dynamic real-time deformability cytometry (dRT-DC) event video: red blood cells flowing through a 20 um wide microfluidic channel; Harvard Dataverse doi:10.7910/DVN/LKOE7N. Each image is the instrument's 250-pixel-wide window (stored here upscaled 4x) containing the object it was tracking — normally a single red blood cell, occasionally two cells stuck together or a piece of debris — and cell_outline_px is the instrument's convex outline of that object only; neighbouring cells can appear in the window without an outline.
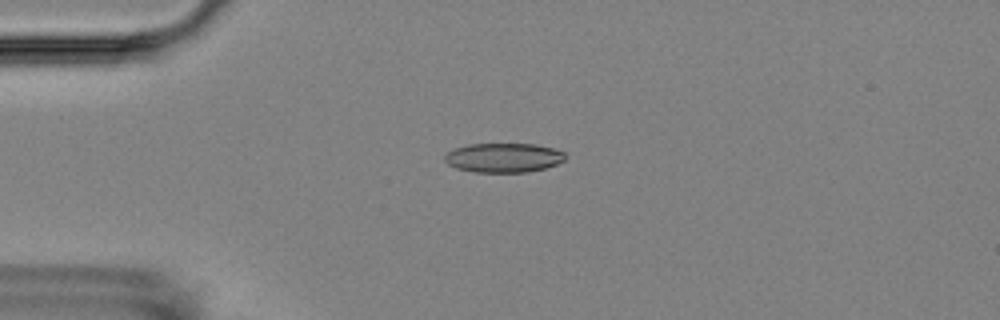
{"species": "Egyptian fruit bat (a non-hibernating species)", "species_latin": "Rousettus aegyptiacus", "temperature_condition": "room temperature", "stored_images_in_passage": 5, "camera_frame_rate_fps": 3000, "um_per_image_px": 0.085, "animal": {"sex": "female"}, "frame": {"image": 1, "passage_image": 4, "time_ms": 3.667, "image_size_px": [1000, 320], "cell_outline_px": [[568, 156], [564, 160], [556, 164], [544, 168], [528, 172], [476, 172], [456, 168], [448, 164], [444, 160], [444, 156], [448, 152], [456, 148], [468, 144], [536, 144], [552, 148], [564, 152]], "centroid_in_image_um": [42.81, 13.4], "position_along_channel_um": 42.2, "area_um2": 20.58}}